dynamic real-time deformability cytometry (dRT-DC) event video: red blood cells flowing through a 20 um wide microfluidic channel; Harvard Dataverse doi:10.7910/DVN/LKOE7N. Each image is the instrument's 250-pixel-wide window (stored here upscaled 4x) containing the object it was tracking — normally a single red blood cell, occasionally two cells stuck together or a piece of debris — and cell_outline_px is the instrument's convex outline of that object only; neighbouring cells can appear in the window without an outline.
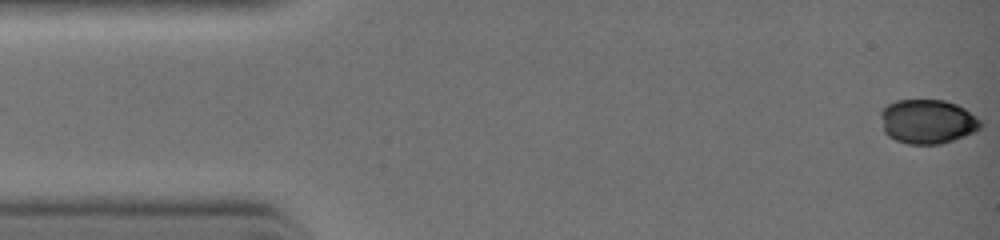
{"species": "common noctule bat (a hibernating species)", "species_latin": "Nyctalus noctula", "temperature_condition": "warm", "stored_images_in_passage": 9, "camera_frame_rate_fps": 3000, "um_per_image_px": 0.085, "animal": {"sex": "female", "body_mass_g": 19.0, "forearm_length_mm": 51.5}, "frame": {"image": 1, "passage_image": 1, "time_ms": 0.0, "image_size_px": [1000, 240], "cell_outline_px": [[984, 124], [976, 132], [940, 144], [908, 144], [896, 140], [888, 136], [884, 132], [880, 116], [880, 112], [888, 104], [896, 100], [944, 100], [956, 104], [964, 108], [980, 120]], "centroid_in_image_um": [78.83, 10.33], "position_along_channel_um": 6.2, "area_um2": 25.84}}
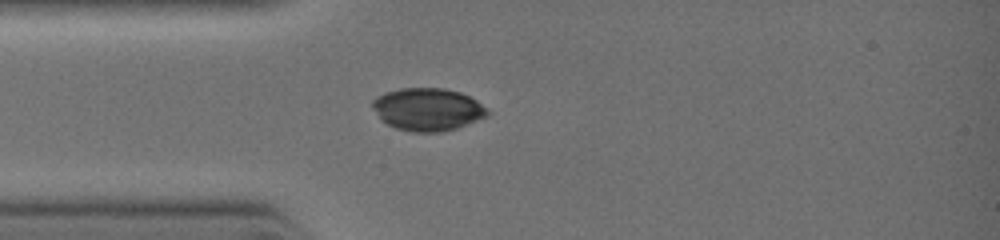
{"frame": {"image": 2, "passage_image": 7, "time_ms": 2.667, "image_size_px": [1000, 240], "cell_outline_px": [[488, 112], [484, 116], [456, 128], [440, 132], [412, 132], [396, 128], [388, 124], [372, 108], [372, 100], [376, 96], [384, 92], [400, 88], [444, 88], [460, 92], [476, 100], [488, 108]], "centroid_in_image_um": [36.32, 9.28], "position_along_channel_um": 48.7, "area_um2": 28.26}}